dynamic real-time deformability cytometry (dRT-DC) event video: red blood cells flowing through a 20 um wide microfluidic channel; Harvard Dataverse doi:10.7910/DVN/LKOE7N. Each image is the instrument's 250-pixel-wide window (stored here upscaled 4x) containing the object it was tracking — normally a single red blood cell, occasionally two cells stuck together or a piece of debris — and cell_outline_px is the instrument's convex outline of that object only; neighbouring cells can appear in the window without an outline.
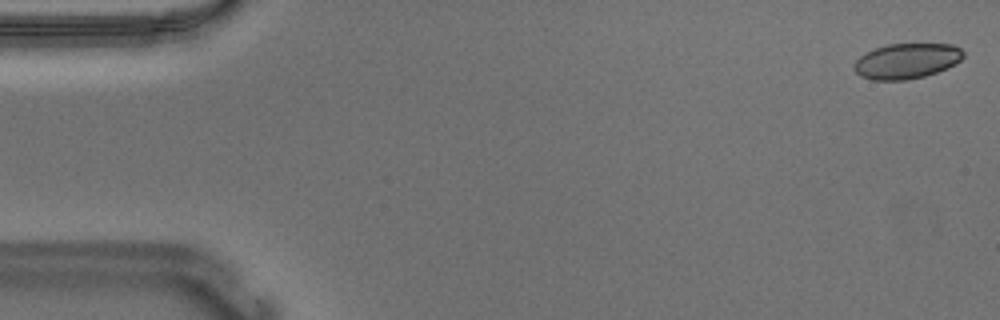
{"species": "Egyptian fruit bat (a non-hibernating species)", "species_latin": "Rousettus aegyptiacus", "temperature_condition": "warm", "stored_images_in_passage": 11, "camera_frame_rate_fps": 3000, "um_per_image_px": 0.085, "animal": {"sex": "male"}, "frame": {"image": 1, "passage_image": 1, "time_ms": 0.0, "image_size_px": [1000, 320], "cell_outline_px": [[964, 56], [960, 60], [948, 68], [924, 76], [904, 80], [872, 80], [860, 76], [852, 68], [856, 60], [860, 56], [876, 48], [888, 44], [952, 44], [960, 48], [964, 52]], "centroid_in_image_um": [77.06, 5.19], "position_along_channel_um": 7.9, "area_um2": 22.43}}